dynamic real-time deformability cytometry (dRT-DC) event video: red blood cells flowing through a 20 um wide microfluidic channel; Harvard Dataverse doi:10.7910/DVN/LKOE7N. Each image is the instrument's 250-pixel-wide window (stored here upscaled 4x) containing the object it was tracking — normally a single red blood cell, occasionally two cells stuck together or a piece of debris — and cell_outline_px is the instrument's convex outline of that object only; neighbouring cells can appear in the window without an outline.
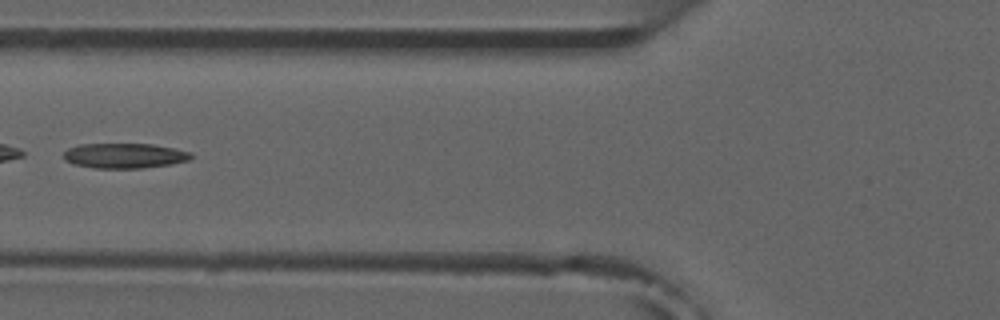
{"species": "common noctule bat (a hibernating species)", "species_latin": "Nyctalus noctula", "temperature_condition": "room temperature", "stored_images_in_passage": 6, "camera_frame_rate_fps": 3000, "um_per_image_px": 0.085, "animal": {"sex": "male", "forearm_length_mm": 52.5}, "frame": {"image": 1, "passage_image": 5, "time_ms": 4.667, "image_size_px": [1000, 320], "cell_outline_px": [[192, 156], [188, 160], [172, 164], [140, 168], [96, 168], [72, 164], [64, 160], [64, 152], [68, 148], [80, 144], [152, 144], [176, 148], [192, 152]], "centroid_in_image_um": [10.58, 13.23], "position_along_channel_um": 115.2, "area_um2": 18.67}}
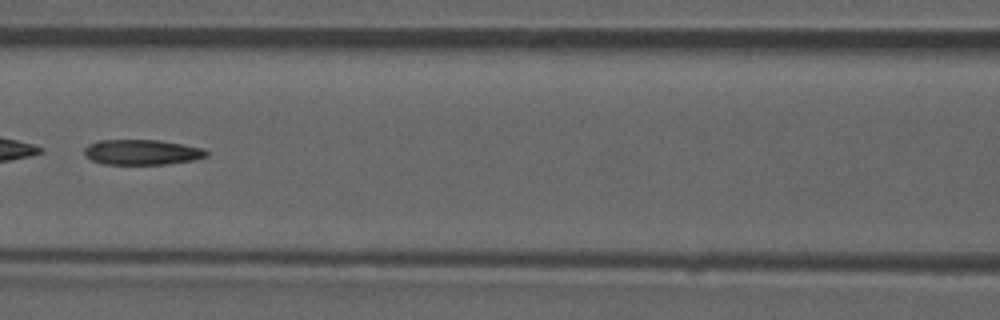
{"frame": {"image": 2, "passage_image": 6, "time_ms": 5.667, "image_size_px": [1000, 320], "cell_outline_px": [[208, 156], [196, 160], [164, 164], [104, 164], [92, 160], [84, 156], [84, 148], [88, 144], [96, 140], [160, 140], [184, 144], [204, 148], [208, 152]], "centroid_in_image_um": [12.07, 12.93], "position_along_channel_um": 154.5, "area_um2": 18.21}}